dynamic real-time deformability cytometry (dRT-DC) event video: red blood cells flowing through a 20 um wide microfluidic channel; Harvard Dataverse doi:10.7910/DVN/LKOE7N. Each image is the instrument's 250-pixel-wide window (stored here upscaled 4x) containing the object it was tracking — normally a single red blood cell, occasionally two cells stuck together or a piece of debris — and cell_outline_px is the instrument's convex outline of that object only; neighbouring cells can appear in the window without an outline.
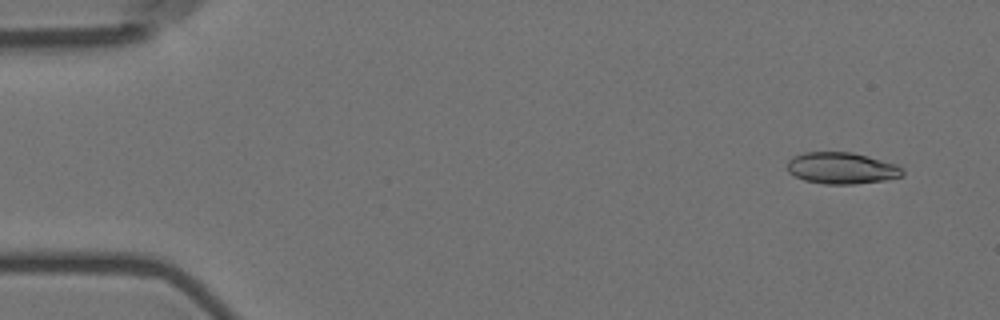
{"species": "Egyptian fruit bat (a non-hibernating species)", "species_latin": "Rousettus aegyptiacus", "temperature_condition": "room temperature", "stored_images_in_passage": 54, "camera_frame_rate_fps": 3000, "um_per_image_px": 0.085, "animal": {"sex": "female"}, "frame": {"image": 1, "passage_image": 1, "time_ms": 0.0, "image_size_px": [1000, 320], "cell_outline_px": [[904, 176], [884, 180], [856, 184], [824, 184], [804, 180], [788, 172], [788, 160], [792, 156], [804, 152], [852, 152], [868, 156], [896, 164], [904, 172]], "centroid_in_image_um": [71.53, 14.29], "position_along_channel_um": 13.5, "area_um2": 21.21}}
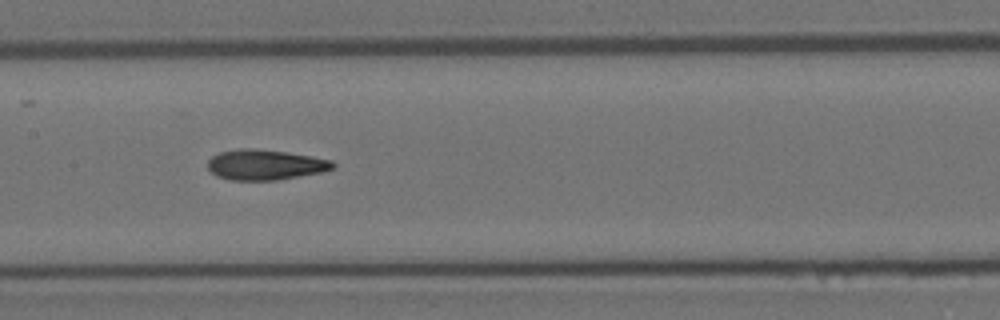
{"frame": {"image": 2, "passage_image": 25, "time_ms": 8.0, "image_size_px": [1000, 320], "cell_outline_px": [[336, 168], [324, 172], [276, 180], [228, 180], [216, 176], [208, 168], [208, 160], [212, 156], [220, 152], [240, 148], [252, 148], [284, 152], [312, 156], [332, 160], [336, 164]], "centroid_in_image_um": [22.57, 14.01], "position_along_channel_um": 184.8, "area_um2": 22.25}}
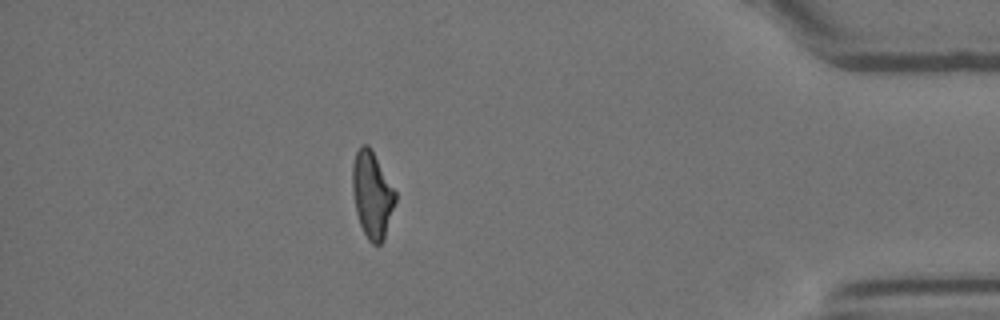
{"frame": {"image": 3, "passage_image": 47, "time_ms": 15.333, "image_size_px": [1000, 320], "cell_outline_px": [[396, 200], [384, 240], [380, 244], [372, 244], [368, 240], [360, 224], [356, 212], [352, 192], [352, 164], [356, 152], [360, 144], [368, 144], [372, 148], [396, 192]], "centroid_in_image_um": [31.62, 16.52], "position_along_channel_um": 403.6, "area_um2": 21.85}, "authors_computed_cell_mechanics": {"area_um2": 21.8773, "velocity_mm_per_s": 3.5875, "shape_relaxation_time_tau1_ms": null, "shape_relaxation_time_tau2_ms": 3.3623, "deformation_change_tau1": null, "deformation_change_tau2": 0.1224}}